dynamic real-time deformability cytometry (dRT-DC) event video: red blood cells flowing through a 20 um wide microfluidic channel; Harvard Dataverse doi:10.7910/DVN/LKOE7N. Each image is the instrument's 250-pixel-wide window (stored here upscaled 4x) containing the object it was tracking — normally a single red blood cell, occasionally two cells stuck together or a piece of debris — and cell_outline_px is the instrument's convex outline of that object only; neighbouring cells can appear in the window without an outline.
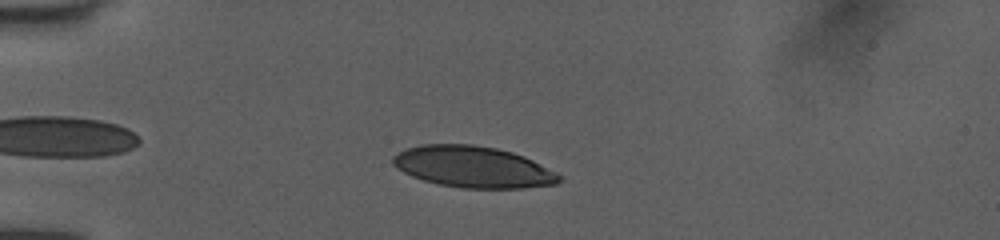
{"species": "human", "species_latin": "Homo sapiens", "temperature_condition": "room temperature", "stored_images_in_passage": 44, "camera_frame_rate_fps": 3000, "um_per_image_px": 0.085, "donor": {"sex": "female"}, "frame": {"image": 1, "passage_image": 7, "time_ms": 2.0, "image_size_px": [1000, 240], "cell_outline_px": [[564, 176], [556, 184], [520, 188], [464, 188], [440, 184], [424, 180], [412, 176], [396, 168], [392, 164], [392, 156], [408, 148], [420, 144], [472, 144], [496, 148], [512, 152], [524, 156]], "centroid_in_image_um": [40.21, 14.18], "position_along_channel_um": 44.8, "area_um2": 39.94}}
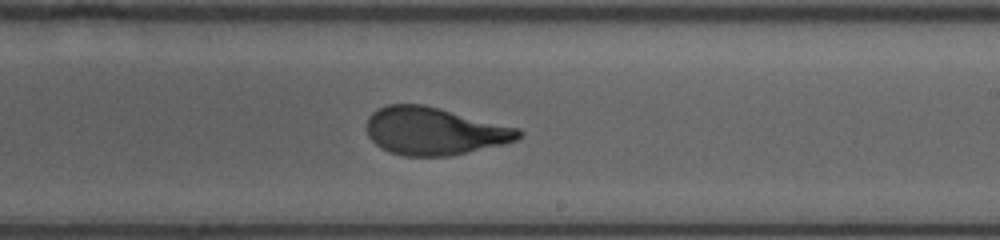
{"frame": {"image": 2, "passage_image": 25, "time_ms": 8.0, "image_size_px": [1000, 240], "cell_outline_px": [[524, 132], [516, 140], [504, 144], [468, 152], [448, 156], [404, 156], [388, 152], [376, 144], [368, 136], [368, 116], [372, 112], [388, 104], [424, 104], [520, 128]], "centroid_in_image_um": [36.93, 11.14], "position_along_channel_um": 252.1, "area_um2": 42.19}}
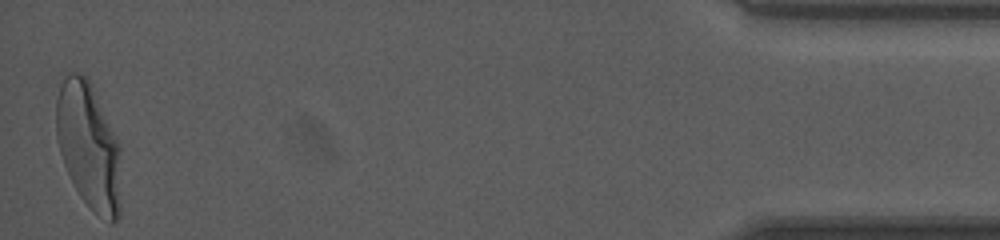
{"frame": {"image": 3, "passage_image": 44, "time_ms": 14.333, "image_size_px": [1000, 240], "cell_outline_px": [[120, 216], [112, 224], [108, 224], [92, 212], [80, 196], [64, 164], [60, 152], [56, 136], [56, 100], [60, 72], [80, 72], [88, 80], [120, 144]], "centroid_in_image_um": [7.52, 12.42], "position_along_channel_um": 427.7, "area_um2": 48.44}, "authors_computed_cell_mechanics": {"area_um2": 42.6564, "velocity_mm_per_s": 4.0268, "shape_relaxation_time_tau1_ms": 3.6225, "shape_relaxation_time_tau2_ms": null, "deformation_change_tau1": 0.1791, "deformation_change_tau2": null}}